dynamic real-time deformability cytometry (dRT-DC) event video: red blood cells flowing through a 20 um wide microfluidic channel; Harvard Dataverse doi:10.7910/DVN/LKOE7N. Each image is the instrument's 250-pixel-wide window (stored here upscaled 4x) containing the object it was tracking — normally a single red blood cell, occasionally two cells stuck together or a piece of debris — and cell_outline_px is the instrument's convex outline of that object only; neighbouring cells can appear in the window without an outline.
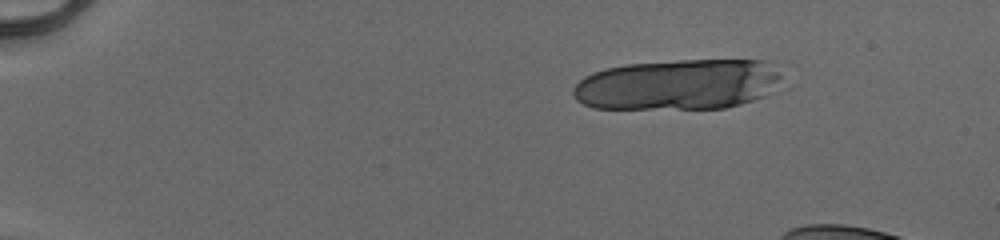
{"species": "human", "species_latin": "Homo sapiens", "temperature_condition": "cold", "stored_images_in_passage": 14, "camera_frame_rate_fps": 3000, "um_per_image_px": 0.085, "donor": {"sex": "male"}, "frame": {"image": 1, "passage_image": 1, "time_ms": 0.0, "image_size_px": [1000, 240], "cell_outline_px": [[780, 76], [764, 96], [740, 104], [724, 108], [592, 108], [576, 100], [572, 92], [572, 88], [584, 76], [592, 72], [604, 68], [624, 64], [680, 60], [764, 60]], "centroid_in_image_um": [57.5, 7.18], "position_along_channel_um": 27.5, "area_um2": 60.98}}